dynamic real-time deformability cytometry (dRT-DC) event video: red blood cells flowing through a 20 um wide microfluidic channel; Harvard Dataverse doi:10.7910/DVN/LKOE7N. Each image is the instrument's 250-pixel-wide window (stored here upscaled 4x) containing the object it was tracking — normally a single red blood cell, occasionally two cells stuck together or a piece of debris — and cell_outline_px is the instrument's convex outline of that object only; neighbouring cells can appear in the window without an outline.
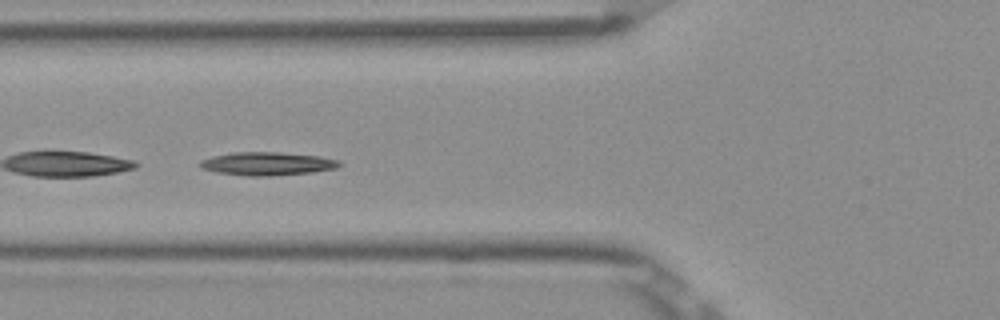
{"species": "Egyptian fruit bat (a non-hibernating species)", "species_latin": "Rousettus aegyptiacus", "temperature_condition": "room temperature", "stored_images_in_passage": 51, "segment_of_instrument_passage": [2, 2], "camera_frame_rate_fps": 3000, "um_per_image_px": 0.085, "frame": {"image": 1, "passage_image": 20, "time_ms": 6.333, "image_size_px": [1000, 320], "cell_outline_px": [[340, 164], [336, 168], [312, 172], [268, 176], [248, 176], [216, 172], [200, 168], [200, 160], [212, 156], [232, 152], [280, 152], [320, 156], [340, 160]], "centroid_in_image_um": [22.7, 13.91], "position_along_channel_um": 103.1, "area_um2": 18.9}}
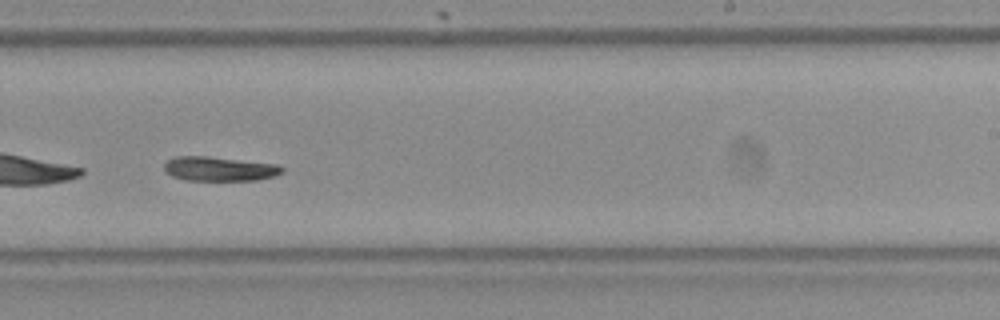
{"frame": {"image": 2, "passage_image": 33, "time_ms": 10.667, "image_size_px": [1000, 320], "cell_outline_px": [[284, 172], [276, 176], [256, 180], [184, 180], [172, 176], [164, 168], [164, 164], [172, 156], [208, 156], [276, 164], [284, 168]], "centroid_in_image_um": [18.66, 14.35], "position_along_channel_um": 270.3, "area_um2": 16.76}}
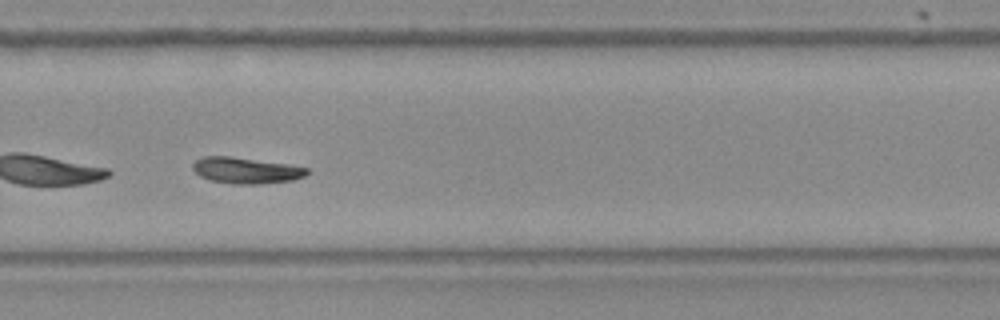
{"frame": {"image": 3, "passage_image": 36, "time_ms": 11.667, "image_size_px": [1000, 320], "cell_outline_px": [[312, 172], [304, 176], [292, 180], [260, 184], [232, 184], [212, 180], [200, 176], [192, 168], [192, 164], [196, 160], [204, 156], [232, 156], [288, 164], [308, 168]], "centroid_in_image_um": [20.93, 14.48], "position_along_channel_um": 308.9, "area_um2": 17.46}}